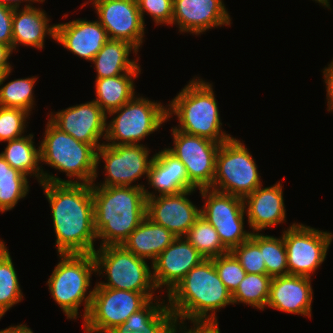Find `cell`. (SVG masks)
<instances>
[{"mask_svg":"<svg viewBox=\"0 0 333 333\" xmlns=\"http://www.w3.org/2000/svg\"><path fill=\"white\" fill-rule=\"evenodd\" d=\"M140 73H125L119 76L95 79L96 99H93L108 115L135 96L134 78Z\"/></svg>","mask_w":333,"mask_h":333,"instance_id":"cell-28","label":"cell"},{"mask_svg":"<svg viewBox=\"0 0 333 333\" xmlns=\"http://www.w3.org/2000/svg\"><path fill=\"white\" fill-rule=\"evenodd\" d=\"M15 8L12 19V49L18 45L31 46L39 50L44 48L46 35L55 40L56 25H49L51 19L45 10L35 6Z\"/></svg>","mask_w":333,"mask_h":333,"instance_id":"cell-24","label":"cell"},{"mask_svg":"<svg viewBox=\"0 0 333 333\" xmlns=\"http://www.w3.org/2000/svg\"><path fill=\"white\" fill-rule=\"evenodd\" d=\"M260 178L258 166L244 143L233 137L220 145L210 189L244 199L262 185Z\"/></svg>","mask_w":333,"mask_h":333,"instance_id":"cell-9","label":"cell"},{"mask_svg":"<svg viewBox=\"0 0 333 333\" xmlns=\"http://www.w3.org/2000/svg\"><path fill=\"white\" fill-rule=\"evenodd\" d=\"M282 188L280 182L265 188L261 185L243 199L248 225L253 230L252 233H259V231L286 221Z\"/></svg>","mask_w":333,"mask_h":333,"instance_id":"cell-22","label":"cell"},{"mask_svg":"<svg viewBox=\"0 0 333 333\" xmlns=\"http://www.w3.org/2000/svg\"><path fill=\"white\" fill-rule=\"evenodd\" d=\"M205 200L201 215L215 227L223 246L232 251L245 242L252 232L244 230L245 207L243 198L213 189H200Z\"/></svg>","mask_w":333,"mask_h":333,"instance_id":"cell-12","label":"cell"},{"mask_svg":"<svg viewBox=\"0 0 333 333\" xmlns=\"http://www.w3.org/2000/svg\"><path fill=\"white\" fill-rule=\"evenodd\" d=\"M92 195L100 247L122 245L146 217L144 188L92 186Z\"/></svg>","mask_w":333,"mask_h":333,"instance_id":"cell-3","label":"cell"},{"mask_svg":"<svg viewBox=\"0 0 333 333\" xmlns=\"http://www.w3.org/2000/svg\"><path fill=\"white\" fill-rule=\"evenodd\" d=\"M28 177L0 155V212L12 210L29 192Z\"/></svg>","mask_w":333,"mask_h":333,"instance_id":"cell-30","label":"cell"},{"mask_svg":"<svg viewBox=\"0 0 333 333\" xmlns=\"http://www.w3.org/2000/svg\"><path fill=\"white\" fill-rule=\"evenodd\" d=\"M272 277L267 274L247 273L232 293L233 305L244 303L259 310L265 309Z\"/></svg>","mask_w":333,"mask_h":333,"instance_id":"cell-32","label":"cell"},{"mask_svg":"<svg viewBox=\"0 0 333 333\" xmlns=\"http://www.w3.org/2000/svg\"><path fill=\"white\" fill-rule=\"evenodd\" d=\"M149 148L143 144L107 145L103 142L97 150V168L100 160H104L105 180L100 184L94 182L91 186H126L141 187L136 180L146 175L148 177L154 155L149 159ZM132 184V185H131Z\"/></svg>","mask_w":333,"mask_h":333,"instance_id":"cell-13","label":"cell"},{"mask_svg":"<svg viewBox=\"0 0 333 333\" xmlns=\"http://www.w3.org/2000/svg\"><path fill=\"white\" fill-rule=\"evenodd\" d=\"M175 238L165 227L145 217L122 245L139 258L151 259L153 263Z\"/></svg>","mask_w":333,"mask_h":333,"instance_id":"cell-27","label":"cell"},{"mask_svg":"<svg viewBox=\"0 0 333 333\" xmlns=\"http://www.w3.org/2000/svg\"><path fill=\"white\" fill-rule=\"evenodd\" d=\"M138 50L127 41L109 39L92 59L96 69V79L119 76L125 73H141L137 60L129 58Z\"/></svg>","mask_w":333,"mask_h":333,"instance_id":"cell-26","label":"cell"},{"mask_svg":"<svg viewBox=\"0 0 333 333\" xmlns=\"http://www.w3.org/2000/svg\"><path fill=\"white\" fill-rule=\"evenodd\" d=\"M114 116L106 123L107 145L140 144L142 139L159 130L167 118V106L136 95L120 108L108 113ZM111 142V143H110Z\"/></svg>","mask_w":333,"mask_h":333,"instance_id":"cell-7","label":"cell"},{"mask_svg":"<svg viewBox=\"0 0 333 333\" xmlns=\"http://www.w3.org/2000/svg\"><path fill=\"white\" fill-rule=\"evenodd\" d=\"M56 25L55 41L87 61H92L109 40L107 31L98 20L76 19Z\"/></svg>","mask_w":333,"mask_h":333,"instance_id":"cell-21","label":"cell"},{"mask_svg":"<svg viewBox=\"0 0 333 333\" xmlns=\"http://www.w3.org/2000/svg\"><path fill=\"white\" fill-rule=\"evenodd\" d=\"M212 260L219 278L232 294L247 273L231 251L212 258Z\"/></svg>","mask_w":333,"mask_h":333,"instance_id":"cell-36","label":"cell"},{"mask_svg":"<svg viewBox=\"0 0 333 333\" xmlns=\"http://www.w3.org/2000/svg\"><path fill=\"white\" fill-rule=\"evenodd\" d=\"M190 322L193 323L194 326L192 325V327L187 330L186 329L187 327L184 324L185 321H177L176 325L174 327L173 333H177L178 330H180V329H181L180 333H221L220 328H219V324H218L219 323L218 320H216V321H210V320H207V321H190ZM181 324H182V326H181ZM178 325H179V329H178Z\"/></svg>","mask_w":333,"mask_h":333,"instance_id":"cell-42","label":"cell"},{"mask_svg":"<svg viewBox=\"0 0 333 333\" xmlns=\"http://www.w3.org/2000/svg\"><path fill=\"white\" fill-rule=\"evenodd\" d=\"M167 297L177 321H216L220 308L233 305L232 294L219 278L212 259L192 268Z\"/></svg>","mask_w":333,"mask_h":333,"instance_id":"cell-2","label":"cell"},{"mask_svg":"<svg viewBox=\"0 0 333 333\" xmlns=\"http://www.w3.org/2000/svg\"><path fill=\"white\" fill-rule=\"evenodd\" d=\"M324 82L326 84L327 111L333 112V71L329 67L323 69Z\"/></svg>","mask_w":333,"mask_h":333,"instance_id":"cell-43","label":"cell"},{"mask_svg":"<svg viewBox=\"0 0 333 333\" xmlns=\"http://www.w3.org/2000/svg\"><path fill=\"white\" fill-rule=\"evenodd\" d=\"M12 53L13 49L10 46L0 43V76L8 70H12L9 63V57Z\"/></svg>","mask_w":333,"mask_h":333,"instance_id":"cell-44","label":"cell"},{"mask_svg":"<svg viewBox=\"0 0 333 333\" xmlns=\"http://www.w3.org/2000/svg\"><path fill=\"white\" fill-rule=\"evenodd\" d=\"M27 324H19L16 326H9L8 328L4 329L5 333H34Z\"/></svg>","mask_w":333,"mask_h":333,"instance_id":"cell-46","label":"cell"},{"mask_svg":"<svg viewBox=\"0 0 333 333\" xmlns=\"http://www.w3.org/2000/svg\"><path fill=\"white\" fill-rule=\"evenodd\" d=\"M171 132L174 146L166 149L185 165L189 190L211 188L215 177L216 154L222 143L186 134L175 128Z\"/></svg>","mask_w":333,"mask_h":333,"instance_id":"cell-14","label":"cell"},{"mask_svg":"<svg viewBox=\"0 0 333 333\" xmlns=\"http://www.w3.org/2000/svg\"><path fill=\"white\" fill-rule=\"evenodd\" d=\"M40 144L41 163L64 172L65 183L92 184L97 175V150L57 128L49 119ZM75 178L72 180L71 178ZM78 179V180H77Z\"/></svg>","mask_w":333,"mask_h":333,"instance_id":"cell-6","label":"cell"},{"mask_svg":"<svg viewBox=\"0 0 333 333\" xmlns=\"http://www.w3.org/2000/svg\"><path fill=\"white\" fill-rule=\"evenodd\" d=\"M193 192L195 190H185L177 194L147 198L146 217L165 227L176 237H185L201 216V208L187 198Z\"/></svg>","mask_w":333,"mask_h":333,"instance_id":"cell-17","label":"cell"},{"mask_svg":"<svg viewBox=\"0 0 333 333\" xmlns=\"http://www.w3.org/2000/svg\"><path fill=\"white\" fill-rule=\"evenodd\" d=\"M314 1L318 2L319 5L321 4V5L325 6V7H327L328 9H330V2H329V0H314Z\"/></svg>","mask_w":333,"mask_h":333,"instance_id":"cell-47","label":"cell"},{"mask_svg":"<svg viewBox=\"0 0 333 333\" xmlns=\"http://www.w3.org/2000/svg\"><path fill=\"white\" fill-rule=\"evenodd\" d=\"M216 101L213 85L194 77L167 105V118L174 114L179 125L173 128L186 134L226 142L233 137L221 129Z\"/></svg>","mask_w":333,"mask_h":333,"instance_id":"cell-4","label":"cell"},{"mask_svg":"<svg viewBox=\"0 0 333 333\" xmlns=\"http://www.w3.org/2000/svg\"><path fill=\"white\" fill-rule=\"evenodd\" d=\"M90 1L109 39L127 41L139 51L145 35V24L136 0Z\"/></svg>","mask_w":333,"mask_h":333,"instance_id":"cell-15","label":"cell"},{"mask_svg":"<svg viewBox=\"0 0 333 333\" xmlns=\"http://www.w3.org/2000/svg\"><path fill=\"white\" fill-rule=\"evenodd\" d=\"M328 67L333 71V60H332L331 63L328 65Z\"/></svg>","mask_w":333,"mask_h":333,"instance_id":"cell-48","label":"cell"},{"mask_svg":"<svg viewBox=\"0 0 333 333\" xmlns=\"http://www.w3.org/2000/svg\"><path fill=\"white\" fill-rule=\"evenodd\" d=\"M93 290L91 306L83 323L85 333H108L155 298L154 292L105 288L97 283Z\"/></svg>","mask_w":333,"mask_h":333,"instance_id":"cell-10","label":"cell"},{"mask_svg":"<svg viewBox=\"0 0 333 333\" xmlns=\"http://www.w3.org/2000/svg\"><path fill=\"white\" fill-rule=\"evenodd\" d=\"M148 184L155 192L144 188L146 198L159 195L177 194L189 190V178L185 165L166 148L154 155L148 177Z\"/></svg>","mask_w":333,"mask_h":333,"instance_id":"cell-23","label":"cell"},{"mask_svg":"<svg viewBox=\"0 0 333 333\" xmlns=\"http://www.w3.org/2000/svg\"><path fill=\"white\" fill-rule=\"evenodd\" d=\"M157 300V301H155ZM151 299L142 309L133 313L125 322V330L134 332L135 330L142 333L146 325L150 324L168 305L165 300ZM155 301V303H153Z\"/></svg>","mask_w":333,"mask_h":333,"instance_id":"cell-38","label":"cell"},{"mask_svg":"<svg viewBox=\"0 0 333 333\" xmlns=\"http://www.w3.org/2000/svg\"><path fill=\"white\" fill-rule=\"evenodd\" d=\"M238 259L246 273L266 274V266L259 248V233L251 237L231 251Z\"/></svg>","mask_w":333,"mask_h":333,"instance_id":"cell-35","label":"cell"},{"mask_svg":"<svg viewBox=\"0 0 333 333\" xmlns=\"http://www.w3.org/2000/svg\"><path fill=\"white\" fill-rule=\"evenodd\" d=\"M259 248L262 252L267 275L276 277L288 274L283 235L277 238L259 233Z\"/></svg>","mask_w":333,"mask_h":333,"instance_id":"cell-34","label":"cell"},{"mask_svg":"<svg viewBox=\"0 0 333 333\" xmlns=\"http://www.w3.org/2000/svg\"><path fill=\"white\" fill-rule=\"evenodd\" d=\"M176 317L168 306L148 325L142 333H173L174 327L176 325ZM108 333H140L138 331L131 332L130 330H125V324H120L114 327Z\"/></svg>","mask_w":333,"mask_h":333,"instance_id":"cell-40","label":"cell"},{"mask_svg":"<svg viewBox=\"0 0 333 333\" xmlns=\"http://www.w3.org/2000/svg\"><path fill=\"white\" fill-rule=\"evenodd\" d=\"M288 274L311 278L325 261L333 234L304 224L293 223L284 229Z\"/></svg>","mask_w":333,"mask_h":333,"instance_id":"cell-11","label":"cell"},{"mask_svg":"<svg viewBox=\"0 0 333 333\" xmlns=\"http://www.w3.org/2000/svg\"><path fill=\"white\" fill-rule=\"evenodd\" d=\"M11 71L0 76V106L22 109L30 114L35 103L33 88L37 77L15 79L3 86Z\"/></svg>","mask_w":333,"mask_h":333,"instance_id":"cell-31","label":"cell"},{"mask_svg":"<svg viewBox=\"0 0 333 333\" xmlns=\"http://www.w3.org/2000/svg\"><path fill=\"white\" fill-rule=\"evenodd\" d=\"M96 272L106 275L101 287L133 292H154L152 270L145 259L128 251L123 245H108L93 252Z\"/></svg>","mask_w":333,"mask_h":333,"instance_id":"cell-8","label":"cell"},{"mask_svg":"<svg viewBox=\"0 0 333 333\" xmlns=\"http://www.w3.org/2000/svg\"><path fill=\"white\" fill-rule=\"evenodd\" d=\"M60 262L47 281L48 289L67 319H77L79 307L84 303L85 320L94 290H89L96 264L93 254H58ZM87 294V295H86Z\"/></svg>","mask_w":333,"mask_h":333,"instance_id":"cell-5","label":"cell"},{"mask_svg":"<svg viewBox=\"0 0 333 333\" xmlns=\"http://www.w3.org/2000/svg\"><path fill=\"white\" fill-rule=\"evenodd\" d=\"M136 2L144 24L146 12L156 25H172L173 0H136Z\"/></svg>","mask_w":333,"mask_h":333,"instance_id":"cell-39","label":"cell"},{"mask_svg":"<svg viewBox=\"0 0 333 333\" xmlns=\"http://www.w3.org/2000/svg\"><path fill=\"white\" fill-rule=\"evenodd\" d=\"M18 275L5 242L0 240V317L23 299Z\"/></svg>","mask_w":333,"mask_h":333,"instance_id":"cell-29","label":"cell"},{"mask_svg":"<svg viewBox=\"0 0 333 333\" xmlns=\"http://www.w3.org/2000/svg\"><path fill=\"white\" fill-rule=\"evenodd\" d=\"M185 238L205 259H212L229 252L223 246L215 227L202 215L191 226Z\"/></svg>","mask_w":333,"mask_h":333,"instance_id":"cell-33","label":"cell"},{"mask_svg":"<svg viewBox=\"0 0 333 333\" xmlns=\"http://www.w3.org/2000/svg\"><path fill=\"white\" fill-rule=\"evenodd\" d=\"M230 21L223 0H173L172 25H178L179 32L199 35Z\"/></svg>","mask_w":333,"mask_h":333,"instance_id":"cell-19","label":"cell"},{"mask_svg":"<svg viewBox=\"0 0 333 333\" xmlns=\"http://www.w3.org/2000/svg\"><path fill=\"white\" fill-rule=\"evenodd\" d=\"M58 254H93L97 233L91 184L42 182Z\"/></svg>","mask_w":333,"mask_h":333,"instance_id":"cell-1","label":"cell"},{"mask_svg":"<svg viewBox=\"0 0 333 333\" xmlns=\"http://www.w3.org/2000/svg\"><path fill=\"white\" fill-rule=\"evenodd\" d=\"M21 1L22 2L23 1L28 2V4L26 2V5L24 6V8H27V7H31L33 5L32 2L33 3H36V2L40 3V2H44L45 0H0V4L15 9V8H20V5L22 3Z\"/></svg>","mask_w":333,"mask_h":333,"instance_id":"cell-45","label":"cell"},{"mask_svg":"<svg viewBox=\"0 0 333 333\" xmlns=\"http://www.w3.org/2000/svg\"><path fill=\"white\" fill-rule=\"evenodd\" d=\"M205 258L185 237H176L151 264L156 289L165 287L169 294L195 266Z\"/></svg>","mask_w":333,"mask_h":333,"instance_id":"cell-18","label":"cell"},{"mask_svg":"<svg viewBox=\"0 0 333 333\" xmlns=\"http://www.w3.org/2000/svg\"><path fill=\"white\" fill-rule=\"evenodd\" d=\"M33 135H23L22 137L7 141L5 150L0 155L9 163V165L20 171L27 177H36L38 183H65V179L56 177L44 171L41 164L40 146L38 149L34 145Z\"/></svg>","mask_w":333,"mask_h":333,"instance_id":"cell-25","label":"cell"},{"mask_svg":"<svg viewBox=\"0 0 333 333\" xmlns=\"http://www.w3.org/2000/svg\"><path fill=\"white\" fill-rule=\"evenodd\" d=\"M311 278L298 275L272 277L267 306L282 312L311 318Z\"/></svg>","mask_w":333,"mask_h":333,"instance_id":"cell-20","label":"cell"},{"mask_svg":"<svg viewBox=\"0 0 333 333\" xmlns=\"http://www.w3.org/2000/svg\"><path fill=\"white\" fill-rule=\"evenodd\" d=\"M29 113L18 108L0 106V142L22 137L26 129Z\"/></svg>","mask_w":333,"mask_h":333,"instance_id":"cell-37","label":"cell"},{"mask_svg":"<svg viewBox=\"0 0 333 333\" xmlns=\"http://www.w3.org/2000/svg\"><path fill=\"white\" fill-rule=\"evenodd\" d=\"M50 121L61 131L76 140L92 145L96 150L103 143L99 140L106 138L107 114L94 101L73 105L67 109L50 112Z\"/></svg>","mask_w":333,"mask_h":333,"instance_id":"cell-16","label":"cell"},{"mask_svg":"<svg viewBox=\"0 0 333 333\" xmlns=\"http://www.w3.org/2000/svg\"><path fill=\"white\" fill-rule=\"evenodd\" d=\"M14 9L0 4V43L12 48V19Z\"/></svg>","mask_w":333,"mask_h":333,"instance_id":"cell-41","label":"cell"}]
</instances>
